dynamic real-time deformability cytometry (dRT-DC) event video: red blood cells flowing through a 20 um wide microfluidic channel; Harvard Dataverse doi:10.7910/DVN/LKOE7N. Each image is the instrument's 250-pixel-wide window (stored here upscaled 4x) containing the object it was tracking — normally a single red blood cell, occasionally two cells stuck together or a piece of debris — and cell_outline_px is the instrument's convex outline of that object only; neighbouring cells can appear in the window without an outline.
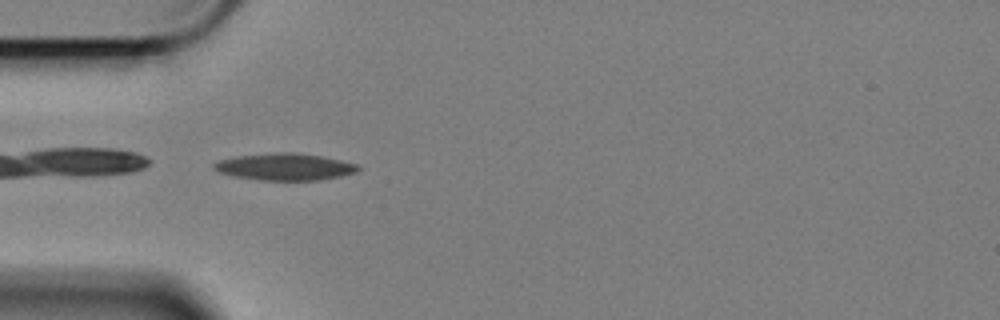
{"species": "Egyptian fruit bat (a non-hibernating species)", "species_latin": "Rousettus aegyptiacus", "temperature_condition": "cold", "stored_images_in_passage": 20, "camera_frame_rate_fps": 3000, "um_per_image_px": 0.085, "animal": {"sex": "female"}, "frame": {"image": 1, "passage_image": 1, "time_ms": 0.0, "image_size_px": [1000, 320], "cell_outline_px": [[364, 168], [356, 172], [340, 176], [320, 180], [260, 180], [236, 176], [220, 172], [212, 168], [212, 164], [220, 160], [240, 156], [280, 152], [292, 152], [320, 156], [340, 160], [356, 164]], "centroid_in_image_um": [24.25, 14.18], "position_along_channel_um": 60.7, "area_um2": 22.31}}
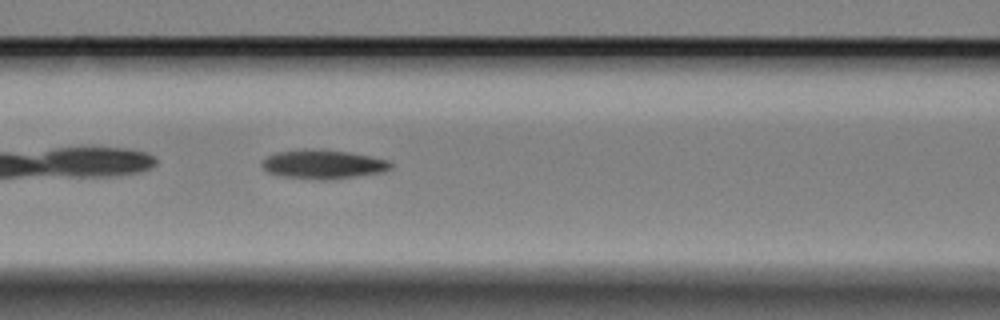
{"frame": {"image": 2, "passage_image": 8, "time_ms": 2.333, "image_size_px": [1000, 320], "cell_outline_px": [[392, 168], [380, 172], [324, 180], [320, 180], [284, 176], [268, 172], [260, 164], [268, 156], [276, 152], [312, 148], [348, 152], [388, 160], [392, 164]], "centroid_in_image_um": [27.43, 13.95], "position_along_channel_um": 139.2, "area_um2": 21.33}}
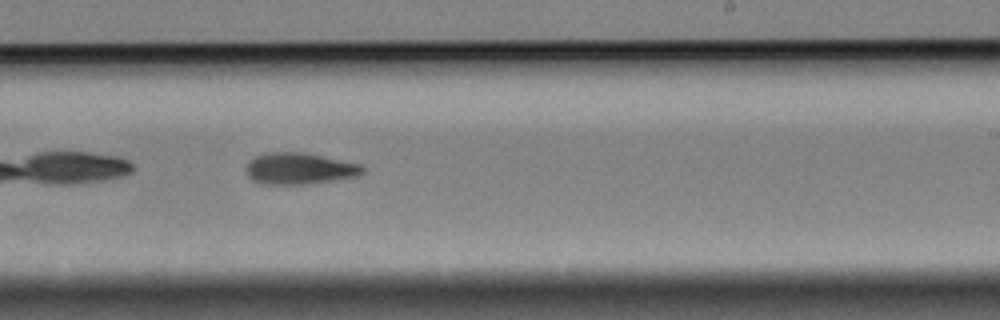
{"frame": {"image": 3, "passage_image": 19, "time_ms": 6.0, "image_size_px": [1000, 320], "cell_outline_px": [[364, 172], [360, 176], [308, 184], [260, 184], [252, 180], [248, 176], [248, 164], [256, 156], [272, 152], [300, 152], [360, 164], [364, 168]], "centroid_in_image_um": [25.48, 14.35], "position_along_channel_um": 263.5, "area_um2": 21.04}}